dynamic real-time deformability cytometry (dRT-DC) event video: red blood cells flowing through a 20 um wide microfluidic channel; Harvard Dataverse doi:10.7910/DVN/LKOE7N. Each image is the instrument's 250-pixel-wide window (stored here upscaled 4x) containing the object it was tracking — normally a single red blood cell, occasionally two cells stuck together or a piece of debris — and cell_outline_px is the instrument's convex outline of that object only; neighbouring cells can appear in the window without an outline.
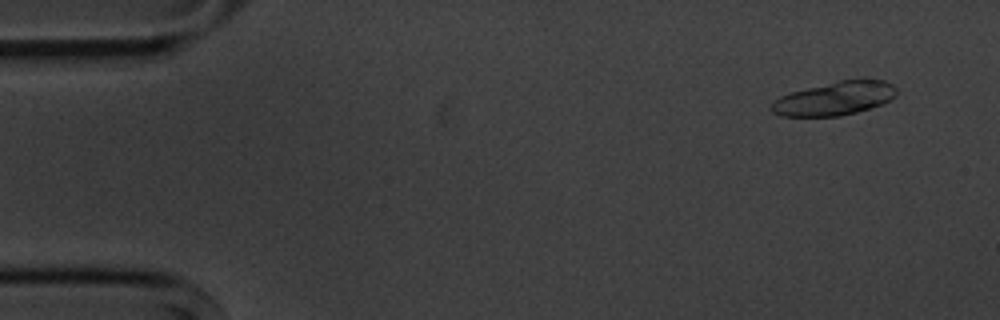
{"species": "common noctule bat (a hibernating species)", "species_latin": "Nyctalus noctula", "temperature_condition": "cold", "stored_images_in_passage": 6, "segment_of_instrument_passage": [1, 2], "camera_frame_rate_fps": 3000, "um_per_image_px": 0.085, "animal": {"sex": "male", "body_mass_g": 20.1, "forearm_length_mm": 53.5}, "frame": {"image": 1, "passage_image": 1, "time_ms": 0.0, "image_size_px": [1000, 320], "cell_outline_px": [[896, 96], [880, 104], [856, 112], [840, 116], [780, 116], [772, 112], [772, 104], [780, 96], [792, 92], [840, 80], [864, 76], [884, 80], [892, 84], [896, 88]], "centroid_in_image_um": [71.01, 8.33], "position_along_channel_um": 14.0, "area_um2": 24.57}}